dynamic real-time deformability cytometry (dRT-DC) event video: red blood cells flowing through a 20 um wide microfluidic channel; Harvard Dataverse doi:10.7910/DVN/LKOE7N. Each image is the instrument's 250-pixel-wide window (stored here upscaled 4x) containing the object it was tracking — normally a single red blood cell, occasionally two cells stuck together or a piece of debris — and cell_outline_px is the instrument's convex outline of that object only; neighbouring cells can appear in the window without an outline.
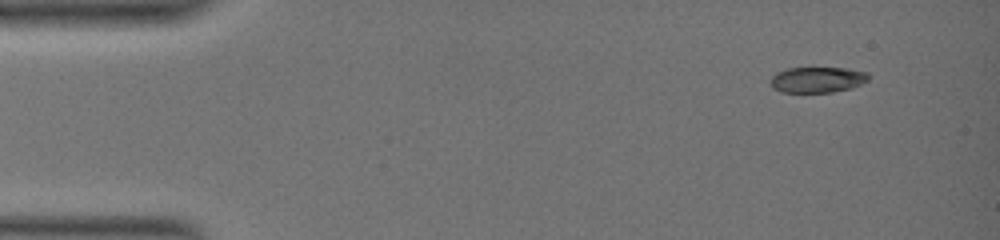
{"species": "common noctule bat (a hibernating species)", "species_latin": "Nyctalus noctula", "temperature_condition": "warm", "stored_images_in_passage": 2, "camera_frame_rate_fps": 3000, "um_per_image_px": 0.085, "animal": {"sex": "female", "body_mass_g": 19.0, "forearm_length_mm": 51.5}, "frame": {"image": 1, "passage_image": 1, "time_ms": 0.0, "image_size_px": [1000, 240], "cell_outline_px": [[868, 80], [852, 88], [832, 92], [780, 92], [772, 88], [768, 80], [776, 72], [788, 68], [848, 68], [868, 72]], "centroid_in_image_um": [69.44, 6.77], "position_along_channel_um": 15.6, "area_um2": 14.85}}